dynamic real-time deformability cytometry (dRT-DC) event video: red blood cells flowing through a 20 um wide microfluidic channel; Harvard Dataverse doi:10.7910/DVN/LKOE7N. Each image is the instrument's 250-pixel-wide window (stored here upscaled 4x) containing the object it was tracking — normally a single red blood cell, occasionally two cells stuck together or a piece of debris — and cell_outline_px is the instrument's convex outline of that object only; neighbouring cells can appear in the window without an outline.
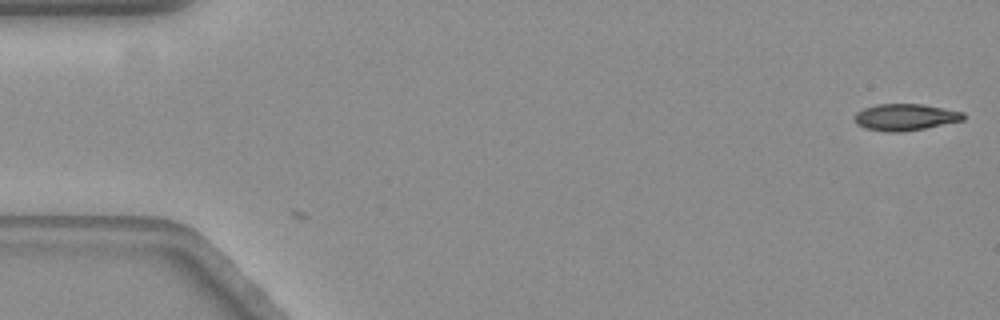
{"species": "common noctule bat (a hibernating species)", "species_latin": "Nyctalus noctula", "temperature_condition": "warm", "stored_images_in_passage": 5, "camera_frame_rate_fps": 3000, "um_per_image_px": 0.085, "animal": {"sex": "female", "body_mass_g": 19.3, "forearm_length_mm": 54.1}, "frame": {"image": 1, "passage_image": 5, "time_ms": 1.333, "image_size_px": [1000, 320], "cell_outline_px": [[964, 120], [924, 128], [900, 132], [892, 132], [868, 128], [856, 124], [852, 116], [856, 112], [864, 108], [876, 104], [924, 104], [964, 112]], "centroid_in_image_um": [76.93, 9.94], "position_along_channel_um": 8.1, "area_um2": 16.82}}